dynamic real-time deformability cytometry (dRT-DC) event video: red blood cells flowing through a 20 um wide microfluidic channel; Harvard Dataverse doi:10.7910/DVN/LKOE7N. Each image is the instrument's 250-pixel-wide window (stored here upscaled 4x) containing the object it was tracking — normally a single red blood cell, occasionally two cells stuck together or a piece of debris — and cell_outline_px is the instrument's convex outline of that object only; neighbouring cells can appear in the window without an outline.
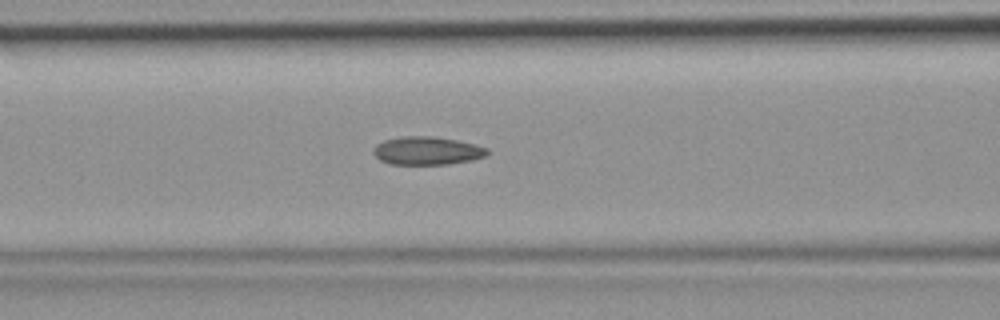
{"species": "common noctule bat (a hibernating species)", "species_latin": "Nyctalus noctula", "temperature_condition": "room temperature", "stored_images_in_passage": 37, "camera_frame_rate_fps": 3000, "um_per_image_px": 0.085, "animal": {"sex": "female", "body_mass_g": 19.9}, "frame": {"image": 1, "passage_image": 11, "time_ms": 3.333, "image_size_px": [1000, 320], "cell_outline_px": [[488, 152], [484, 156], [472, 160], [448, 164], [392, 164], [380, 160], [372, 152], [372, 148], [376, 144], [384, 140], [400, 136], [432, 136], [456, 140], [476, 144], [488, 148]], "centroid_in_image_um": [36.27, 12.8], "position_along_channel_um": 130.3, "area_um2": 18.73}}
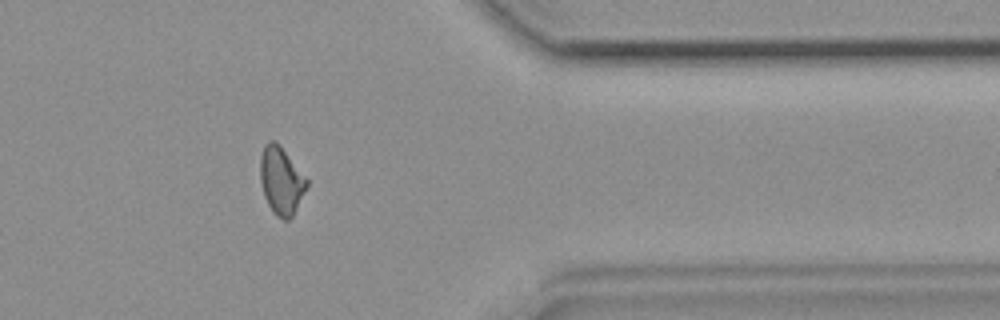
{"frame": {"image": 2, "passage_image": 29, "time_ms": 9.333, "image_size_px": [1000, 320], "cell_outline_px": [[308, 184], [292, 216], [288, 220], [284, 220], [276, 216], [272, 212], [264, 196], [260, 180], [260, 156], [264, 144], [268, 140], [276, 140], [280, 144], [308, 180]], "centroid_in_image_um": [23.87, 15.32], "position_along_channel_um": 387.5, "area_um2": 18.38}}
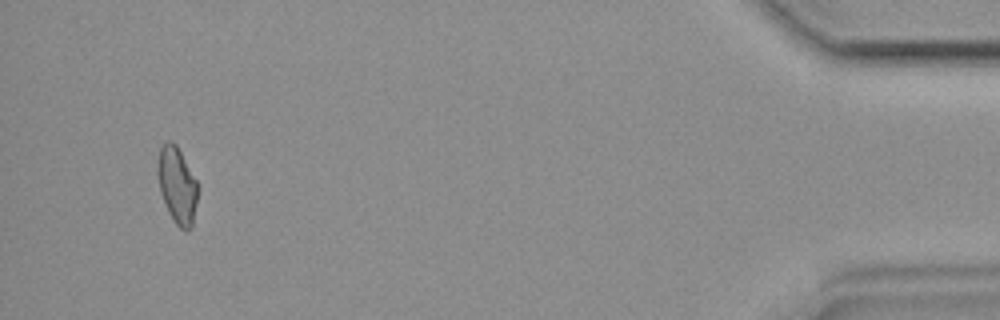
{"frame": {"image": 3, "passage_image": 35, "time_ms": 11.333, "image_size_px": [1000, 320], "cell_outline_px": [[196, 204], [192, 228], [188, 232], [180, 228], [172, 220], [168, 212], [160, 192], [156, 172], [160, 148], [168, 140], [176, 144], [196, 180]], "centroid_in_image_um": [15.03, 15.78], "position_along_channel_um": 420.2, "area_um2": 17.74}}